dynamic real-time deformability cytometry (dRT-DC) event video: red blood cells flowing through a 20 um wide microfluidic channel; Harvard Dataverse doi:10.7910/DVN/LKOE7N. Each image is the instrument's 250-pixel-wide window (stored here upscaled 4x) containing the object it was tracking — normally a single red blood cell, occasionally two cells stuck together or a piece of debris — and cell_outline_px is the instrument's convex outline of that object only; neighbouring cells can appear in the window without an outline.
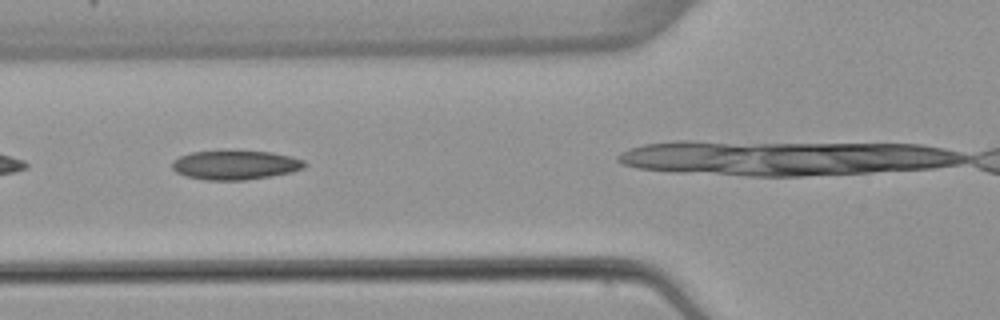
{"species": "common noctule bat (a hibernating species)", "species_latin": "Nyctalus noctula", "temperature_condition": "warm", "stored_images_in_passage": 8, "camera_frame_rate_fps": 3000, "um_per_image_px": 0.085, "animal": {"sex": "female", "body_mass_g": 22.7, "forearm_length_mm": 54.2}, "frame": {"image": 1, "passage_image": 3, "time_ms": 2.667, "image_size_px": [1000, 320], "cell_outline_px": [[308, 164], [304, 168], [292, 172], [272, 176], [244, 180], [204, 180], [184, 176], [176, 172], [172, 168], [172, 160], [180, 156], [192, 152], [272, 152], [292, 156], [304, 160]], "centroid_in_image_um": [20.02, 14.04], "position_along_channel_um": 105.8, "area_um2": 22.43}}
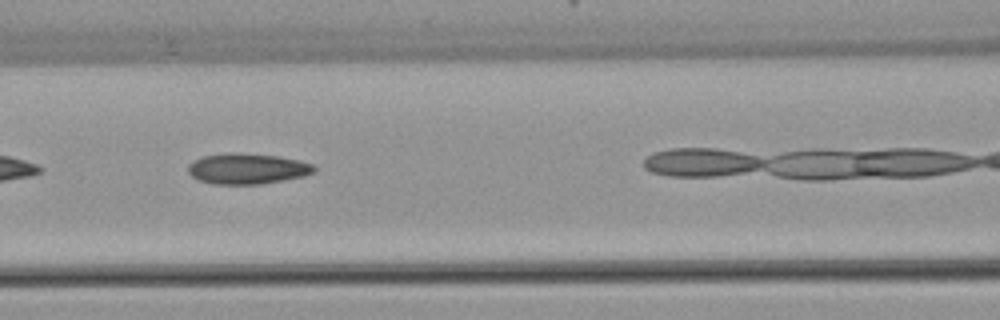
{"frame": {"image": 2, "passage_image": 4, "time_ms": 3.667, "image_size_px": [1000, 320], "cell_outline_px": [[316, 168], [312, 172], [304, 176], [260, 184], [212, 184], [200, 180], [192, 176], [188, 172], [188, 164], [192, 160], [204, 156], [228, 152], [232, 152], [280, 156], [300, 160], [312, 164]], "centroid_in_image_um": [20.99, 14.33], "position_along_channel_um": 145.6, "area_um2": 22.54}}